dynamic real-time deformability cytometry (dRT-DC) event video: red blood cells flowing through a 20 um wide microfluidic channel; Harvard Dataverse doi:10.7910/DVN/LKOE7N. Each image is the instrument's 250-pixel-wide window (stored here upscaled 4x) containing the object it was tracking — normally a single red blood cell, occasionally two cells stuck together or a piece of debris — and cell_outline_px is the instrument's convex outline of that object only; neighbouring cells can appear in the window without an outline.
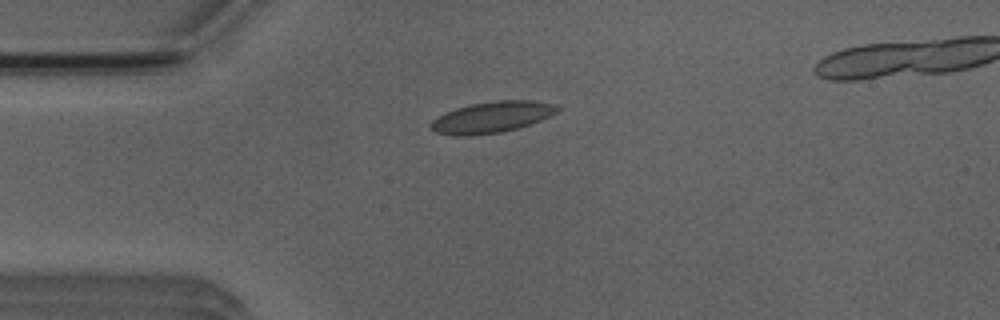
{"species": "Egyptian fruit bat (a non-hibernating species)", "species_latin": "Rousettus aegyptiacus", "temperature_condition": "room temperature", "stored_images_in_passage": 7, "camera_frame_rate_fps": 3000, "um_per_image_px": 0.085, "animal": {"sex": "male"}, "frame": {"image": 1, "passage_image": 3, "time_ms": 3.333, "image_size_px": [1000, 320], "cell_outline_px": [[560, 108], [556, 112], [540, 120], [516, 128], [500, 132], [464, 136], [456, 136], [436, 132], [432, 128], [432, 120], [444, 112], [456, 108], [472, 104], [496, 100], [532, 100], [556, 104]], "centroid_in_image_um": [41.8, 9.94], "position_along_channel_um": 43.2, "area_um2": 22.66}}
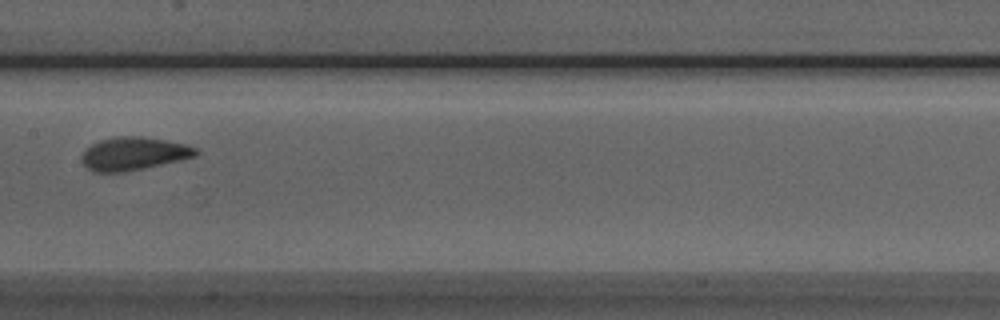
{"frame": {"image": 2, "passage_image": 7, "time_ms": 7.667, "image_size_px": [1000, 320], "cell_outline_px": [[200, 152], [196, 156], [180, 160], [144, 168], [124, 172], [92, 172], [80, 160], [80, 156], [92, 144], [100, 140], [116, 136], [140, 136], [164, 140], [184, 144], [196, 148]], "centroid_in_image_um": [11.34, 13.06], "position_along_channel_um": 196.1, "area_um2": 21.91}}